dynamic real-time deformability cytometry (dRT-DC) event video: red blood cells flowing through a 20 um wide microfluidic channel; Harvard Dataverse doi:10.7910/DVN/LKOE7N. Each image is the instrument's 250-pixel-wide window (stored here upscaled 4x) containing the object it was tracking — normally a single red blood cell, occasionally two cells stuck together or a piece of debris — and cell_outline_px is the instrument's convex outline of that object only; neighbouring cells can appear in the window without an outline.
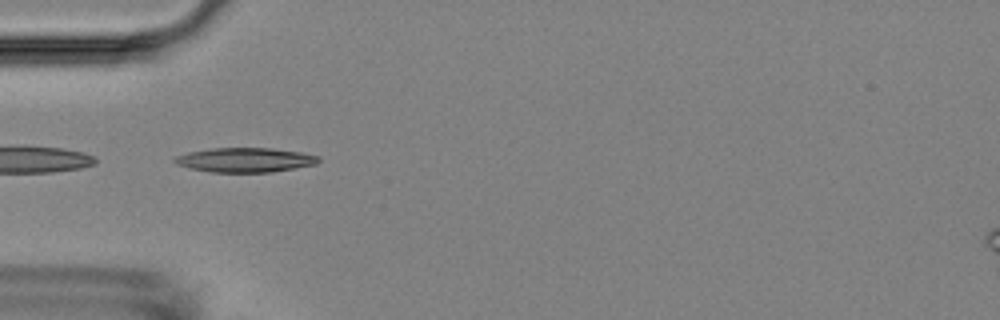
{"species": "Egyptian fruit bat (a non-hibernating species)", "species_latin": "Rousettus aegyptiacus", "temperature_condition": "room temperature", "stored_images_in_passage": 34, "camera_frame_rate_fps": 3000, "um_per_image_px": 0.085, "animal": {"sex": "female"}, "frame": {"image": 1, "passage_image": 7, "time_ms": 2.0, "image_size_px": [1000, 320], "cell_outline_px": [[320, 160], [316, 164], [272, 172], [212, 172], [192, 168], [176, 164], [172, 160], [176, 156], [188, 152], [212, 148], [272, 148], [300, 152], [320, 156]], "centroid_in_image_um": [20.84, 13.59], "position_along_channel_um": 64.2, "area_um2": 20.4}}
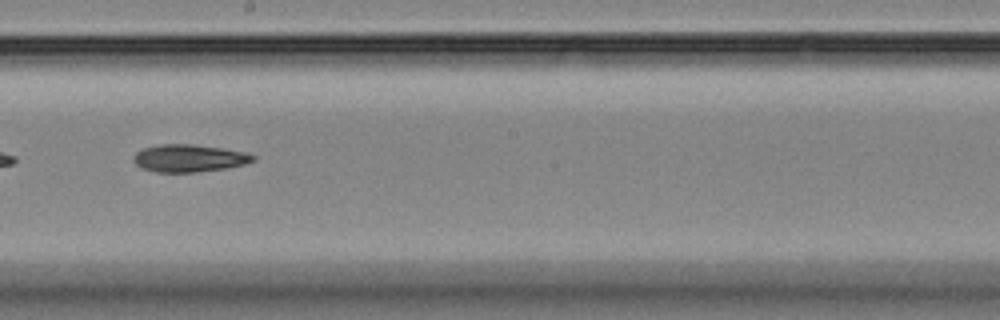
{"frame": {"image": 2, "passage_image": 21, "time_ms": 6.667, "image_size_px": [1000, 320], "cell_outline_px": [[256, 160], [244, 164], [224, 168], [196, 172], [156, 172], [140, 168], [132, 160], [132, 156], [136, 152], [144, 148], [160, 144], [192, 144], [224, 148], [248, 152], [256, 156]], "centroid_in_image_um": [16.07, 13.44], "position_along_channel_um": 232.1, "area_um2": 19.31}}
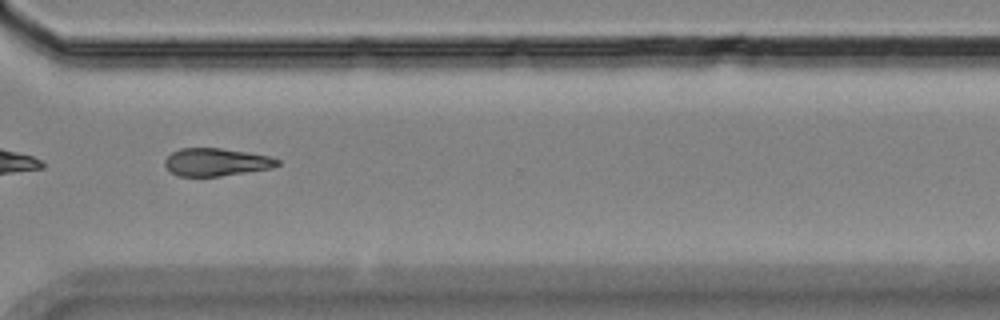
{"frame": {"image": 3, "passage_image": 31, "time_ms": 10.0, "image_size_px": [1000, 320], "cell_outline_px": [[280, 164], [272, 168], [220, 176], [180, 176], [172, 172], [164, 164], [164, 160], [172, 152], [180, 148], [220, 148], [248, 152], [268, 156], [280, 160]], "centroid_in_image_um": [18.38, 13.77], "position_along_channel_um": 352.2, "area_um2": 18.09}, "authors_computed_cell_mechanics": {"area_um2": 19.3341, "velocity_mm_per_s": 3.601, "shape_relaxation_time_tau1_ms": 5.9827, "shape_relaxation_time_tau2_ms": null, "deformation_change_tau1": 0.1374, "deformation_change_tau2": null}}